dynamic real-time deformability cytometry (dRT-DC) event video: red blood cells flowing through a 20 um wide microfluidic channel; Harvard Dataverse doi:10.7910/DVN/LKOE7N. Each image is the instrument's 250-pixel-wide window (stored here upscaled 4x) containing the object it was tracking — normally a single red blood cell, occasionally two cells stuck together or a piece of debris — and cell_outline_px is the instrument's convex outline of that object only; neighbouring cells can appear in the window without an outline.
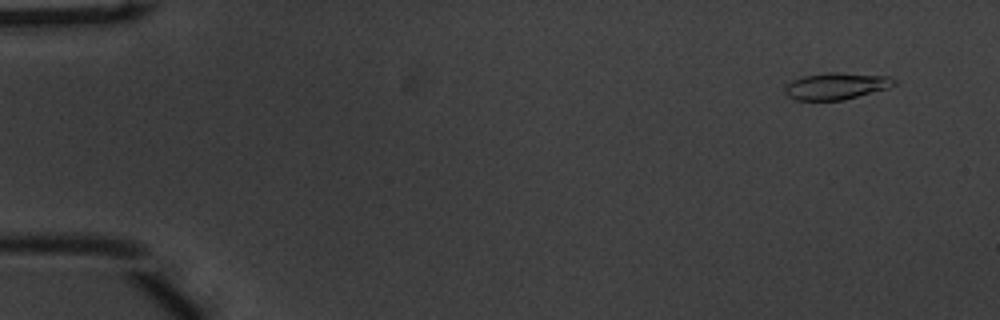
{"species": "common noctule bat (a hibernating species)", "species_latin": "Nyctalus noctula", "temperature_condition": "warm", "stored_images_in_passage": 13, "camera_frame_rate_fps": 3000, "um_per_image_px": 0.085, "animal": {"sex": "male", "body_mass_g": 20.1, "forearm_length_mm": 53.5}, "frame": {"image": 1, "passage_image": 1, "time_ms": 0.0, "image_size_px": [1000, 320], "cell_outline_px": [[896, 84], [888, 88], [844, 100], [796, 100], [788, 96], [784, 92], [784, 88], [792, 80], [804, 76], [828, 72], [836, 72], [892, 76], [896, 80]], "centroid_in_image_um": [71.11, 7.31], "position_along_channel_um": 13.9, "area_um2": 17.11}}